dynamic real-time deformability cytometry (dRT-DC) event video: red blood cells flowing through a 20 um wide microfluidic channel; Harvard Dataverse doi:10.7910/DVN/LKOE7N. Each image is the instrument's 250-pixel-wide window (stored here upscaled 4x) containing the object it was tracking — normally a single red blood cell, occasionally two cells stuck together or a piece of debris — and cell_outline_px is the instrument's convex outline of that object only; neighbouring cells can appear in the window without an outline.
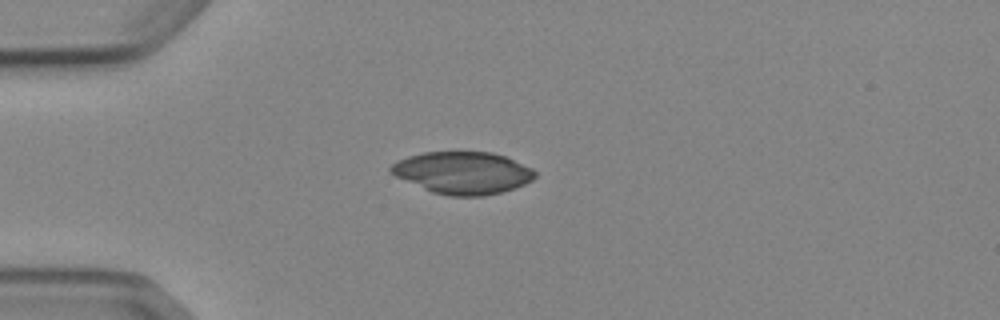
{"species": "Egyptian fruit bat (a non-hibernating species)", "species_latin": "Rousettus aegyptiacus", "temperature_condition": "cold", "stored_images_in_passage": 4, "camera_frame_rate_fps": 3000, "um_per_image_px": 0.085, "animal": {"sex": "female"}, "frame": {"image": 1, "passage_image": 1, "time_ms": 0.0, "image_size_px": [1000, 320], "cell_outline_px": [[536, 176], [532, 180], [516, 188], [484, 196], [448, 196], [432, 192], [396, 176], [388, 172], [388, 168], [396, 160], [408, 156], [424, 152], [492, 152], [504, 156], [532, 168], [536, 172]], "centroid_in_image_um": [39.32, 14.69], "position_along_channel_um": 45.7, "area_um2": 35.43}}